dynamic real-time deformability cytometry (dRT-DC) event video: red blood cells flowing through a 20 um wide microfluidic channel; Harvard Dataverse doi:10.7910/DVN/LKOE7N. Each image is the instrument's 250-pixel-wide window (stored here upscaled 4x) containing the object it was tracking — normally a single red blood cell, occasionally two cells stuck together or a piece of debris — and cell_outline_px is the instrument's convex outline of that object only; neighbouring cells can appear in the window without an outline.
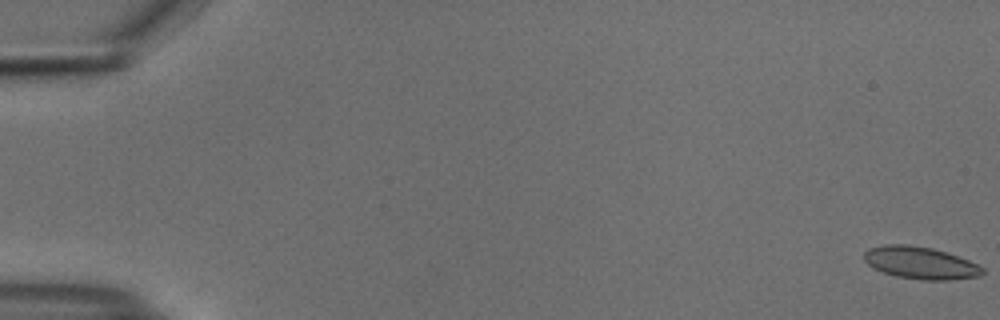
{"species": "common noctule bat (a hibernating species)", "species_latin": "Nyctalus noctula", "temperature_condition": "cold", "stored_images_in_passage": 11, "camera_frame_rate_fps": 3000, "um_per_image_px": 0.085, "animal": {"sex": "male", "body_mass_g": 18.8}, "frame": {"image": 1, "passage_image": 1, "time_ms": 0.0, "image_size_px": [1000, 320], "cell_outline_px": [[984, 272], [980, 276], [948, 280], [920, 280], [896, 276], [872, 268], [864, 260], [864, 252], [868, 248], [884, 244], [908, 244], [932, 248], [968, 260], [984, 268]], "centroid_in_image_um": [78.19, 22.34], "position_along_channel_um": 6.8, "area_um2": 22.25}}